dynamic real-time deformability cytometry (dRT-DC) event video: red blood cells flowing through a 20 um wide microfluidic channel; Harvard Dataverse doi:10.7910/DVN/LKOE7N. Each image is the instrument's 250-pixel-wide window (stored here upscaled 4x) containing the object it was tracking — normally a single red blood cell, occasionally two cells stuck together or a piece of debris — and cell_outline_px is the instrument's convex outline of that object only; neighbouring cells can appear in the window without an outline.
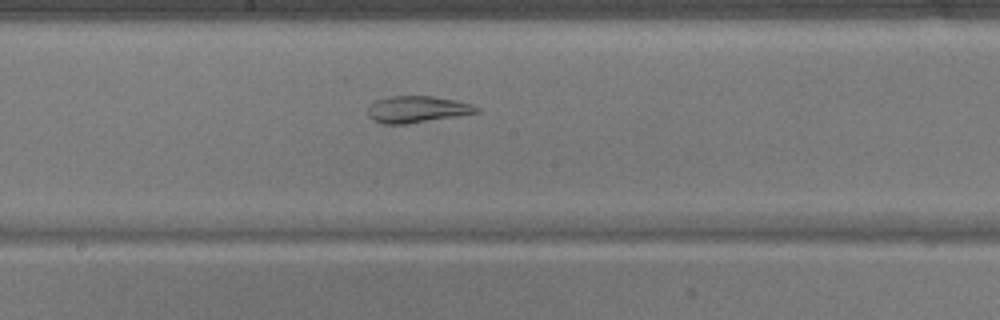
{"species": "common noctule bat (a hibernating species)", "species_latin": "Nyctalus noctula", "temperature_condition": "warm", "stored_images_in_passage": 39, "camera_frame_rate_fps": 3000, "um_per_image_px": 0.085, "animal": {"sex": "male", "body_mass_g": 17.9}, "frame": {"image": 1, "passage_image": 16, "time_ms": 5.0, "image_size_px": [1000, 320], "cell_outline_px": [[480, 112], [460, 116], [408, 124], [384, 124], [372, 120], [368, 116], [368, 108], [376, 100], [388, 96], [432, 96], [456, 100], [472, 104], [480, 108]], "centroid_in_image_um": [35.48, 9.3], "position_along_channel_um": 212.7, "area_um2": 17.11}}
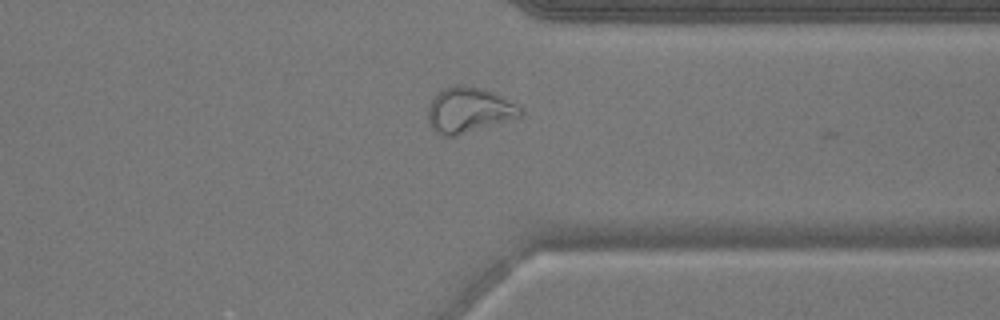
{"frame": {"image": 2, "passage_image": 28, "time_ms": 9.0, "image_size_px": [1000, 320], "cell_outline_px": [[524, 112], [520, 116], [456, 136], [444, 136], [436, 132], [428, 124], [428, 108], [436, 92], [444, 88], [456, 84], [464, 84], [484, 88], [516, 104]], "centroid_in_image_um": [39.8, 9.34], "position_along_channel_um": 371.6, "area_um2": 24.33}}
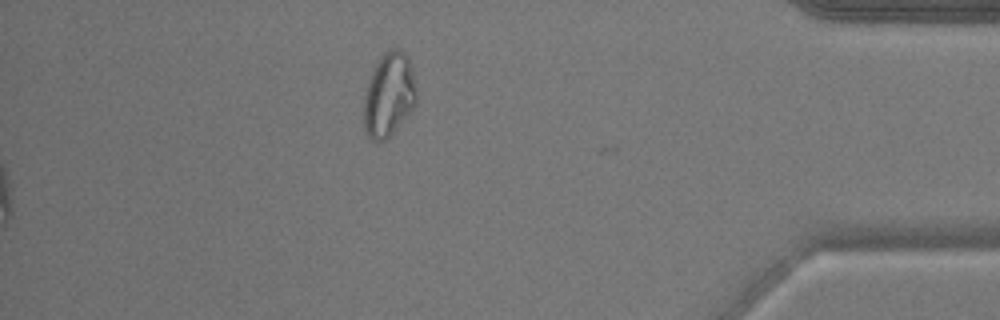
{"frame": {"image": 3, "passage_image": 33, "time_ms": 10.667, "image_size_px": [1000, 320], "cell_outline_px": [[416, 104], [392, 132], [384, 140], [372, 140], [368, 136], [364, 128], [364, 96], [368, 80], [372, 68], [376, 60], [388, 48], [400, 48], [404, 52], [412, 68], [416, 96]], "centroid_in_image_um": [33.02, 7.99], "position_along_channel_um": 402.2, "area_um2": 25.61}}